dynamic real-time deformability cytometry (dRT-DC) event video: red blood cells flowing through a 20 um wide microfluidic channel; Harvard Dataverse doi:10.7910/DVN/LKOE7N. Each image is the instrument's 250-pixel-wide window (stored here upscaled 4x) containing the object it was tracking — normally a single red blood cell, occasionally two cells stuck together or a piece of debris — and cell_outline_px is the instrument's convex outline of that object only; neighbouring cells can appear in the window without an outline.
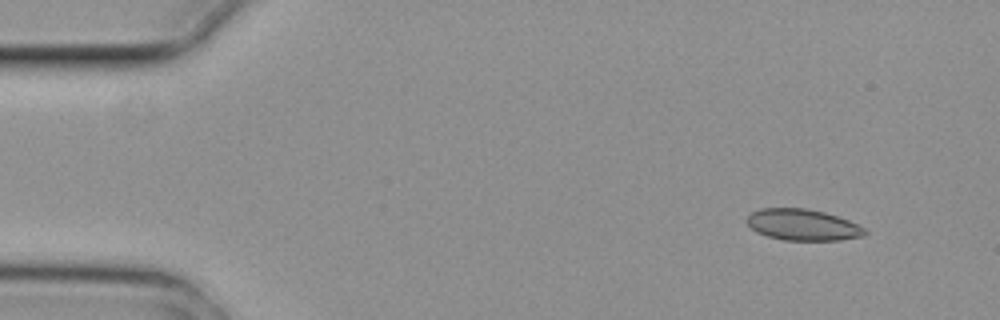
{"species": "common noctule bat (a hibernating species)", "species_latin": "Nyctalus noctula", "temperature_condition": "cold", "stored_images_in_passage": 5, "camera_frame_rate_fps": 3000, "um_per_image_px": 0.085, "animal": {"sex": "female", "body_mass_g": 29.2, "forearm_length_mm": 56.3}, "frame": {"image": 1, "passage_image": 2, "time_ms": 0.333, "image_size_px": [1000, 320], "cell_outline_px": [[868, 232], [864, 236], [840, 240], [784, 240], [768, 236], [756, 232], [748, 224], [748, 216], [752, 212], [760, 208], [804, 208], [824, 212], [848, 220], [864, 228]], "centroid_in_image_um": [68.24, 19.11], "position_along_channel_um": 16.8, "area_um2": 21.33}}
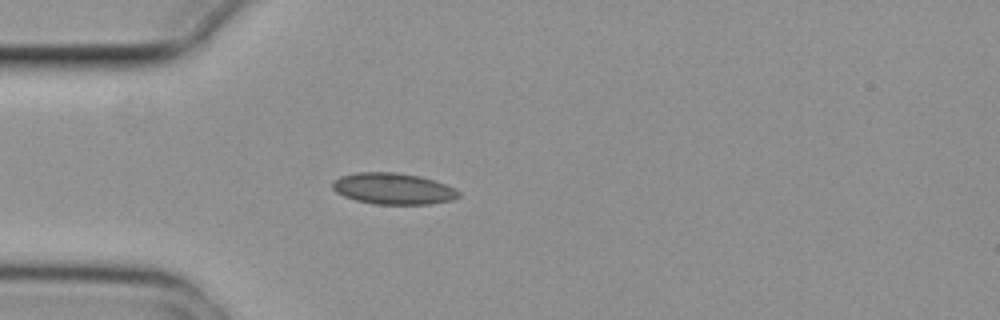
{"frame": {"image": 2, "passage_image": 5, "time_ms": 1.333, "image_size_px": [1000, 320], "cell_outline_px": [[460, 196], [452, 200], [432, 204], [372, 204], [356, 200], [344, 196], [336, 192], [332, 188], [332, 180], [340, 176], [356, 172], [396, 172], [420, 176], [456, 188], [460, 192]], "centroid_in_image_um": [33.41, 16.03], "position_along_channel_um": 51.6, "area_um2": 23.18}}